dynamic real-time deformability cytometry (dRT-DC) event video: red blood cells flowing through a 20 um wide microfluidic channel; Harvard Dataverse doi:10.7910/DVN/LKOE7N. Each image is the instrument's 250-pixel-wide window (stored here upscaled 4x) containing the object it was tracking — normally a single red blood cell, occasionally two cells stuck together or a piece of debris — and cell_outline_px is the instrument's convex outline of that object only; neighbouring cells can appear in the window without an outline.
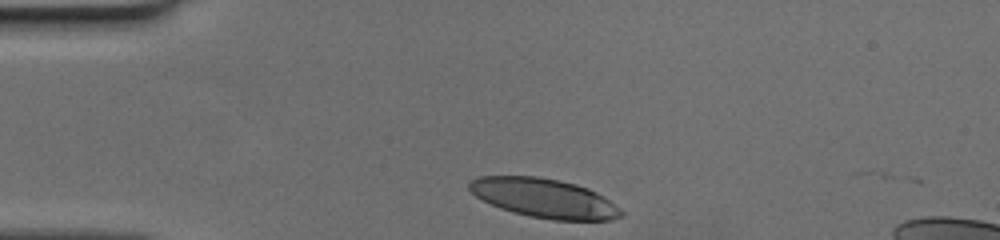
{"species": "human", "species_latin": "Homo sapiens", "temperature_condition": "cold", "stored_images_in_passage": 30, "camera_frame_rate_fps": 3000, "um_per_image_px": 0.085, "donor": {"sex": "female"}, "frame": {"image": 1, "passage_image": 1, "time_ms": 0.0, "image_size_px": [1000, 240], "cell_outline_px": [[624, 216], [612, 220], [552, 220], [528, 216], [512, 212], [500, 208], [476, 196], [468, 188], [468, 180], [480, 176], [536, 176], [560, 180], [576, 184], [588, 188], [604, 196], [620, 208], [624, 212]], "centroid_in_image_um": [46.27, 16.84], "position_along_channel_um": 38.7, "area_um2": 34.85}}
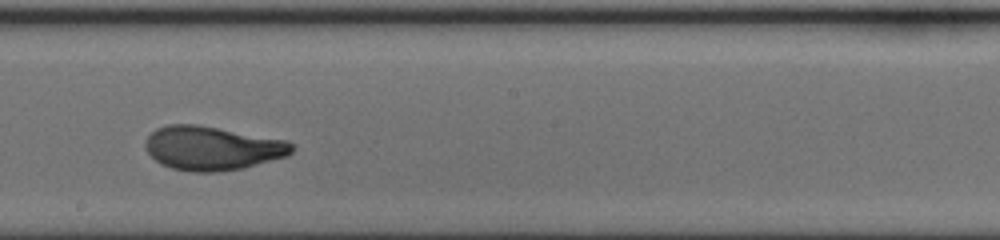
{"frame": {"image": 2, "passage_image": 18, "time_ms": 5.667, "image_size_px": [1000, 240], "cell_outline_px": [[296, 148], [288, 156], [244, 168], [220, 172], [192, 172], [172, 168], [160, 164], [148, 152], [144, 144], [148, 136], [156, 128], [168, 124], [196, 124], [288, 140]], "centroid_in_image_um": [18.06, 12.6], "position_along_channel_um": 230.1, "area_um2": 37.74}}
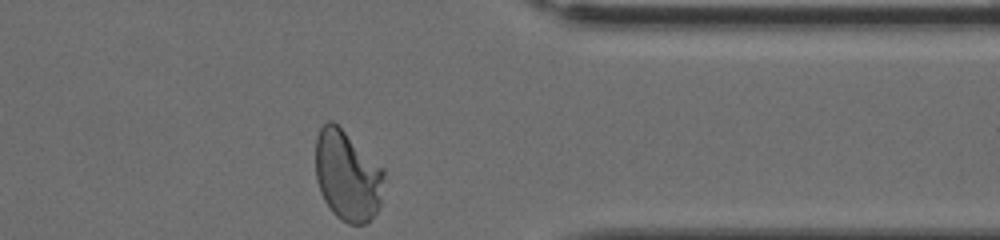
{"frame": {"image": 3, "passage_image": 30, "time_ms": 9.667, "image_size_px": [1000, 240], "cell_outline_px": [[384, 180], [380, 204], [376, 212], [364, 224], [348, 224], [340, 220], [332, 212], [324, 200], [320, 192], [316, 180], [316, 136], [320, 128], [328, 120], [332, 120], [384, 168]], "centroid_in_image_um": [29.52, 14.94], "position_along_channel_um": 381.9, "area_um2": 36.07}}